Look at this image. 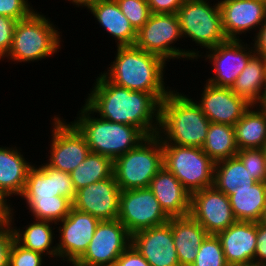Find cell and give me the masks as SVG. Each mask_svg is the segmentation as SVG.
<instances>
[{
  "mask_svg": "<svg viewBox=\"0 0 266 266\" xmlns=\"http://www.w3.org/2000/svg\"><path fill=\"white\" fill-rule=\"evenodd\" d=\"M95 78L84 103L97 116L137 127L147 137L158 134L161 102L153 94L115 85L101 72Z\"/></svg>",
  "mask_w": 266,
  "mask_h": 266,
  "instance_id": "1",
  "label": "cell"
},
{
  "mask_svg": "<svg viewBox=\"0 0 266 266\" xmlns=\"http://www.w3.org/2000/svg\"><path fill=\"white\" fill-rule=\"evenodd\" d=\"M76 192L69 173L34 163L19 197L33 219L58 223L69 214Z\"/></svg>",
  "mask_w": 266,
  "mask_h": 266,
  "instance_id": "2",
  "label": "cell"
},
{
  "mask_svg": "<svg viewBox=\"0 0 266 266\" xmlns=\"http://www.w3.org/2000/svg\"><path fill=\"white\" fill-rule=\"evenodd\" d=\"M114 60L101 73L112 83L131 91L153 94L160 102L174 89L166 85L167 62L133 46H115Z\"/></svg>",
  "mask_w": 266,
  "mask_h": 266,
  "instance_id": "3",
  "label": "cell"
},
{
  "mask_svg": "<svg viewBox=\"0 0 266 266\" xmlns=\"http://www.w3.org/2000/svg\"><path fill=\"white\" fill-rule=\"evenodd\" d=\"M174 89L160 103L157 136L162 144L202 148L210 121L202 112L195 97L193 99L185 92Z\"/></svg>",
  "mask_w": 266,
  "mask_h": 266,
  "instance_id": "4",
  "label": "cell"
},
{
  "mask_svg": "<svg viewBox=\"0 0 266 266\" xmlns=\"http://www.w3.org/2000/svg\"><path fill=\"white\" fill-rule=\"evenodd\" d=\"M46 16L36 9L27 18L17 21L10 51L2 61L33 63L53 58L60 52L64 47L61 46L64 43L62 31Z\"/></svg>",
  "mask_w": 266,
  "mask_h": 266,
  "instance_id": "5",
  "label": "cell"
},
{
  "mask_svg": "<svg viewBox=\"0 0 266 266\" xmlns=\"http://www.w3.org/2000/svg\"><path fill=\"white\" fill-rule=\"evenodd\" d=\"M76 115L71 122L84 135L90 151L113 161L136 148L147 138L137 127L96 117L85 103Z\"/></svg>",
  "mask_w": 266,
  "mask_h": 266,
  "instance_id": "6",
  "label": "cell"
},
{
  "mask_svg": "<svg viewBox=\"0 0 266 266\" xmlns=\"http://www.w3.org/2000/svg\"><path fill=\"white\" fill-rule=\"evenodd\" d=\"M116 182L123 190L148 188L152 178L164 167L161 139L147 137L136 148L113 161Z\"/></svg>",
  "mask_w": 266,
  "mask_h": 266,
  "instance_id": "7",
  "label": "cell"
},
{
  "mask_svg": "<svg viewBox=\"0 0 266 266\" xmlns=\"http://www.w3.org/2000/svg\"><path fill=\"white\" fill-rule=\"evenodd\" d=\"M179 20L176 14H151L144 26L137 31L135 46L163 58L167 63L179 60L198 61L201 50L181 48L175 44L182 40Z\"/></svg>",
  "mask_w": 266,
  "mask_h": 266,
  "instance_id": "8",
  "label": "cell"
},
{
  "mask_svg": "<svg viewBox=\"0 0 266 266\" xmlns=\"http://www.w3.org/2000/svg\"><path fill=\"white\" fill-rule=\"evenodd\" d=\"M210 1L185 0L176 13L183 40L190 38V43L192 41L204 50L228 40L222 26L219 1Z\"/></svg>",
  "mask_w": 266,
  "mask_h": 266,
  "instance_id": "9",
  "label": "cell"
},
{
  "mask_svg": "<svg viewBox=\"0 0 266 266\" xmlns=\"http://www.w3.org/2000/svg\"><path fill=\"white\" fill-rule=\"evenodd\" d=\"M163 164L190 193L214 185L215 162L200 147L162 144Z\"/></svg>",
  "mask_w": 266,
  "mask_h": 266,
  "instance_id": "10",
  "label": "cell"
},
{
  "mask_svg": "<svg viewBox=\"0 0 266 266\" xmlns=\"http://www.w3.org/2000/svg\"><path fill=\"white\" fill-rule=\"evenodd\" d=\"M50 148L45 162L49 167L71 174L91 152L84 135L59 114L51 118ZM50 154V155H49Z\"/></svg>",
  "mask_w": 266,
  "mask_h": 266,
  "instance_id": "11",
  "label": "cell"
},
{
  "mask_svg": "<svg viewBox=\"0 0 266 266\" xmlns=\"http://www.w3.org/2000/svg\"><path fill=\"white\" fill-rule=\"evenodd\" d=\"M198 59L204 58L212 65L213 75L206 81L218 87H229L235 83L238 75L246 67L250 58L256 53L254 46L243 40L228 39L214 48L202 50Z\"/></svg>",
  "mask_w": 266,
  "mask_h": 266,
  "instance_id": "12",
  "label": "cell"
},
{
  "mask_svg": "<svg viewBox=\"0 0 266 266\" xmlns=\"http://www.w3.org/2000/svg\"><path fill=\"white\" fill-rule=\"evenodd\" d=\"M118 220L132 236L138 231L165 224L170 217L148 187L121 191Z\"/></svg>",
  "mask_w": 266,
  "mask_h": 266,
  "instance_id": "13",
  "label": "cell"
},
{
  "mask_svg": "<svg viewBox=\"0 0 266 266\" xmlns=\"http://www.w3.org/2000/svg\"><path fill=\"white\" fill-rule=\"evenodd\" d=\"M130 245L131 235L118 219L100 221L87 250L72 266L115 265Z\"/></svg>",
  "mask_w": 266,
  "mask_h": 266,
  "instance_id": "14",
  "label": "cell"
},
{
  "mask_svg": "<svg viewBox=\"0 0 266 266\" xmlns=\"http://www.w3.org/2000/svg\"><path fill=\"white\" fill-rule=\"evenodd\" d=\"M99 222L93 215L72 207L69 214L56 223L58 261L72 266L87 250Z\"/></svg>",
  "mask_w": 266,
  "mask_h": 266,
  "instance_id": "15",
  "label": "cell"
},
{
  "mask_svg": "<svg viewBox=\"0 0 266 266\" xmlns=\"http://www.w3.org/2000/svg\"><path fill=\"white\" fill-rule=\"evenodd\" d=\"M189 215L213 235L237 221L229 197L214 185L191 194Z\"/></svg>",
  "mask_w": 266,
  "mask_h": 266,
  "instance_id": "16",
  "label": "cell"
},
{
  "mask_svg": "<svg viewBox=\"0 0 266 266\" xmlns=\"http://www.w3.org/2000/svg\"><path fill=\"white\" fill-rule=\"evenodd\" d=\"M218 1L227 39L242 40L243 34L247 36L246 33L251 32H255L254 37L266 19V6L262 0Z\"/></svg>",
  "mask_w": 266,
  "mask_h": 266,
  "instance_id": "17",
  "label": "cell"
},
{
  "mask_svg": "<svg viewBox=\"0 0 266 266\" xmlns=\"http://www.w3.org/2000/svg\"><path fill=\"white\" fill-rule=\"evenodd\" d=\"M120 193L121 189L113 174L110 178L77 190L72 207L100 221L115 220L118 219Z\"/></svg>",
  "mask_w": 266,
  "mask_h": 266,
  "instance_id": "18",
  "label": "cell"
},
{
  "mask_svg": "<svg viewBox=\"0 0 266 266\" xmlns=\"http://www.w3.org/2000/svg\"><path fill=\"white\" fill-rule=\"evenodd\" d=\"M201 90V97L195 100L210 122L234 126L251 106L229 87H218L206 82Z\"/></svg>",
  "mask_w": 266,
  "mask_h": 266,
  "instance_id": "19",
  "label": "cell"
},
{
  "mask_svg": "<svg viewBox=\"0 0 266 266\" xmlns=\"http://www.w3.org/2000/svg\"><path fill=\"white\" fill-rule=\"evenodd\" d=\"M131 244L151 266H180L169 222L134 233Z\"/></svg>",
  "mask_w": 266,
  "mask_h": 266,
  "instance_id": "20",
  "label": "cell"
},
{
  "mask_svg": "<svg viewBox=\"0 0 266 266\" xmlns=\"http://www.w3.org/2000/svg\"><path fill=\"white\" fill-rule=\"evenodd\" d=\"M217 236L229 266L254 261L257 222L236 221Z\"/></svg>",
  "mask_w": 266,
  "mask_h": 266,
  "instance_id": "21",
  "label": "cell"
},
{
  "mask_svg": "<svg viewBox=\"0 0 266 266\" xmlns=\"http://www.w3.org/2000/svg\"><path fill=\"white\" fill-rule=\"evenodd\" d=\"M87 12L92 14L99 27L115 40V46H133L137 39V31L120 10L116 0H97L90 3Z\"/></svg>",
  "mask_w": 266,
  "mask_h": 266,
  "instance_id": "22",
  "label": "cell"
},
{
  "mask_svg": "<svg viewBox=\"0 0 266 266\" xmlns=\"http://www.w3.org/2000/svg\"><path fill=\"white\" fill-rule=\"evenodd\" d=\"M149 189L170 218L189 215L191 194L165 167L152 178Z\"/></svg>",
  "mask_w": 266,
  "mask_h": 266,
  "instance_id": "23",
  "label": "cell"
},
{
  "mask_svg": "<svg viewBox=\"0 0 266 266\" xmlns=\"http://www.w3.org/2000/svg\"><path fill=\"white\" fill-rule=\"evenodd\" d=\"M15 213L14 205H12L10 222L14 230L15 241L26 249L42 253L46 257L48 256L49 261L51 259L53 263L58 261L57 241H55L57 236L55 235L56 231L54 232L56 230V223L32 219L31 221L33 222L29 221L27 225L20 227L23 229H20L15 226Z\"/></svg>",
  "mask_w": 266,
  "mask_h": 266,
  "instance_id": "24",
  "label": "cell"
},
{
  "mask_svg": "<svg viewBox=\"0 0 266 266\" xmlns=\"http://www.w3.org/2000/svg\"><path fill=\"white\" fill-rule=\"evenodd\" d=\"M10 146L0 147V193L7 201L22 194L28 170L34 164L25 159L21 147Z\"/></svg>",
  "mask_w": 266,
  "mask_h": 266,
  "instance_id": "25",
  "label": "cell"
},
{
  "mask_svg": "<svg viewBox=\"0 0 266 266\" xmlns=\"http://www.w3.org/2000/svg\"><path fill=\"white\" fill-rule=\"evenodd\" d=\"M172 228L173 241L180 266H191L197 251L208 233L190 215L171 217L168 221Z\"/></svg>",
  "mask_w": 266,
  "mask_h": 266,
  "instance_id": "26",
  "label": "cell"
},
{
  "mask_svg": "<svg viewBox=\"0 0 266 266\" xmlns=\"http://www.w3.org/2000/svg\"><path fill=\"white\" fill-rule=\"evenodd\" d=\"M228 197L237 221H262L266 210V182L237 186Z\"/></svg>",
  "mask_w": 266,
  "mask_h": 266,
  "instance_id": "27",
  "label": "cell"
},
{
  "mask_svg": "<svg viewBox=\"0 0 266 266\" xmlns=\"http://www.w3.org/2000/svg\"><path fill=\"white\" fill-rule=\"evenodd\" d=\"M239 150L263 148L266 144V109L251 105L234 125Z\"/></svg>",
  "mask_w": 266,
  "mask_h": 266,
  "instance_id": "28",
  "label": "cell"
},
{
  "mask_svg": "<svg viewBox=\"0 0 266 266\" xmlns=\"http://www.w3.org/2000/svg\"><path fill=\"white\" fill-rule=\"evenodd\" d=\"M266 82L264 57L255 53L236 78L231 89L250 105H258Z\"/></svg>",
  "mask_w": 266,
  "mask_h": 266,
  "instance_id": "29",
  "label": "cell"
},
{
  "mask_svg": "<svg viewBox=\"0 0 266 266\" xmlns=\"http://www.w3.org/2000/svg\"><path fill=\"white\" fill-rule=\"evenodd\" d=\"M202 149L215 163L235 157L239 149L235 140L234 126L210 122Z\"/></svg>",
  "mask_w": 266,
  "mask_h": 266,
  "instance_id": "30",
  "label": "cell"
},
{
  "mask_svg": "<svg viewBox=\"0 0 266 266\" xmlns=\"http://www.w3.org/2000/svg\"><path fill=\"white\" fill-rule=\"evenodd\" d=\"M256 182L237 156L215 163L214 186L227 196L233 194L237 186Z\"/></svg>",
  "mask_w": 266,
  "mask_h": 266,
  "instance_id": "31",
  "label": "cell"
},
{
  "mask_svg": "<svg viewBox=\"0 0 266 266\" xmlns=\"http://www.w3.org/2000/svg\"><path fill=\"white\" fill-rule=\"evenodd\" d=\"M113 171L111 158L90 152L86 159L71 172L70 176L77 191L92 183L110 178Z\"/></svg>",
  "mask_w": 266,
  "mask_h": 266,
  "instance_id": "32",
  "label": "cell"
},
{
  "mask_svg": "<svg viewBox=\"0 0 266 266\" xmlns=\"http://www.w3.org/2000/svg\"><path fill=\"white\" fill-rule=\"evenodd\" d=\"M191 266H229L217 235L208 234L206 236L197 251L196 260Z\"/></svg>",
  "mask_w": 266,
  "mask_h": 266,
  "instance_id": "33",
  "label": "cell"
},
{
  "mask_svg": "<svg viewBox=\"0 0 266 266\" xmlns=\"http://www.w3.org/2000/svg\"><path fill=\"white\" fill-rule=\"evenodd\" d=\"M236 156L254 180L266 182V156L263 148L242 149Z\"/></svg>",
  "mask_w": 266,
  "mask_h": 266,
  "instance_id": "34",
  "label": "cell"
},
{
  "mask_svg": "<svg viewBox=\"0 0 266 266\" xmlns=\"http://www.w3.org/2000/svg\"><path fill=\"white\" fill-rule=\"evenodd\" d=\"M116 2L136 31L144 26L152 14L147 0H116Z\"/></svg>",
  "mask_w": 266,
  "mask_h": 266,
  "instance_id": "35",
  "label": "cell"
},
{
  "mask_svg": "<svg viewBox=\"0 0 266 266\" xmlns=\"http://www.w3.org/2000/svg\"><path fill=\"white\" fill-rule=\"evenodd\" d=\"M45 258L47 257L42 253L26 249L14 241L10 251L9 266H44L48 262ZM45 260L47 261L44 262Z\"/></svg>",
  "mask_w": 266,
  "mask_h": 266,
  "instance_id": "36",
  "label": "cell"
},
{
  "mask_svg": "<svg viewBox=\"0 0 266 266\" xmlns=\"http://www.w3.org/2000/svg\"><path fill=\"white\" fill-rule=\"evenodd\" d=\"M29 0H0V15L22 20L30 16L36 9Z\"/></svg>",
  "mask_w": 266,
  "mask_h": 266,
  "instance_id": "37",
  "label": "cell"
},
{
  "mask_svg": "<svg viewBox=\"0 0 266 266\" xmlns=\"http://www.w3.org/2000/svg\"><path fill=\"white\" fill-rule=\"evenodd\" d=\"M16 24L15 19L0 15V62L10 51Z\"/></svg>",
  "mask_w": 266,
  "mask_h": 266,
  "instance_id": "38",
  "label": "cell"
},
{
  "mask_svg": "<svg viewBox=\"0 0 266 266\" xmlns=\"http://www.w3.org/2000/svg\"><path fill=\"white\" fill-rule=\"evenodd\" d=\"M14 241V230L9 222L0 230V266H9L10 251Z\"/></svg>",
  "mask_w": 266,
  "mask_h": 266,
  "instance_id": "39",
  "label": "cell"
},
{
  "mask_svg": "<svg viewBox=\"0 0 266 266\" xmlns=\"http://www.w3.org/2000/svg\"><path fill=\"white\" fill-rule=\"evenodd\" d=\"M115 266H151L131 244L116 260Z\"/></svg>",
  "mask_w": 266,
  "mask_h": 266,
  "instance_id": "40",
  "label": "cell"
},
{
  "mask_svg": "<svg viewBox=\"0 0 266 266\" xmlns=\"http://www.w3.org/2000/svg\"><path fill=\"white\" fill-rule=\"evenodd\" d=\"M185 0H147L152 14H176Z\"/></svg>",
  "mask_w": 266,
  "mask_h": 266,
  "instance_id": "41",
  "label": "cell"
},
{
  "mask_svg": "<svg viewBox=\"0 0 266 266\" xmlns=\"http://www.w3.org/2000/svg\"><path fill=\"white\" fill-rule=\"evenodd\" d=\"M254 261L266 264V224L257 222V236Z\"/></svg>",
  "mask_w": 266,
  "mask_h": 266,
  "instance_id": "42",
  "label": "cell"
},
{
  "mask_svg": "<svg viewBox=\"0 0 266 266\" xmlns=\"http://www.w3.org/2000/svg\"><path fill=\"white\" fill-rule=\"evenodd\" d=\"M250 38H252L251 41L255 52L258 55L266 57V19L257 31L256 35L254 37L250 35Z\"/></svg>",
  "mask_w": 266,
  "mask_h": 266,
  "instance_id": "43",
  "label": "cell"
},
{
  "mask_svg": "<svg viewBox=\"0 0 266 266\" xmlns=\"http://www.w3.org/2000/svg\"><path fill=\"white\" fill-rule=\"evenodd\" d=\"M12 205H0V230L10 222Z\"/></svg>",
  "mask_w": 266,
  "mask_h": 266,
  "instance_id": "44",
  "label": "cell"
},
{
  "mask_svg": "<svg viewBox=\"0 0 266 266\" xmlns=\"http://www.w3.org/2000/svg\"><path fill=\"white\" fill-rule=\"evenodd\" d=\"M66 1V0H65ZM68 2L72 3L73 6L77 7V8H81L84 9L86 8L90 3L97 1V0H67Z\"/></svg>",
  "mask_w": 266,
  "mask_h": 266,
  "instance_id": "45",
  "label": "cell"
},
{
  "mask_svg": "<svg viewBox=\"0 0 266 266\" xmlns=\"http://www.w3.org/2000/svg\"><path fill=\"white\" fill-rule=\"evenodd\" d=\"M257 106L266 109V82L264 84V89Z\"/></svg>",
  "mask_w": 266,
  "mask_h": 266,
  "instance_id": "46",
  "label": "cell"
},
{
  "mask_svg": "<svg viewBox=\"0 0 266 266\" xmlns=\"http://www.w3.org/2000/svg\"><path fill=\"white\" fill-rule=\"evenodd\" d=\"M231 266H266V264L252 261V262H248V263L234 264Z\"/></svg>",
  "mask_w": 266,
  "mask_h": 266,
  "instance_id": "47",
  "label": "cell"
},
{
  "mask_svg": "<svg viewBox=\"0 0 266 266\" xmlns=\"http://www.w3.org/2000/svg\"><path fill=\"white\" fill-rule=\"evenodd\" d=\"M0 205H13L12 202L7 201L3 195L0 193Z\"/></svg>",
  "mask_w": 266,
  "mask_h": 266,
  "instance_id": "48",
  "label": "cell"
},
{
  "mask_svg": "<svg viewBox=\"0 0 266 266\" xmlns=\"http://www.w3.org/2000/svg\"><path fill=\"white\" fill-rule=\"evenodd\" d=\"M262 222L266 224V210H265V213H264V217L262 219Z\"/></svg>",
  "mask_w": 266,
  "mask_h": 266,
  "instance_id": "49",
  "label": "cell"
},
{
  "mask_svg": "<svg viewBox=\"0 0 266 266\" xmlns=\"http://www.w3.org/2000/svg\"><path fill=\"white\" fill-rule=\"evenodd\" d=\"M263 150H264L265 156H266V144L264 145Z\"/></svg>",
  "mask_w": 266,
  "mask_h": 266,
  "instance_id": "50",
  "label": "cell"
}]
</instances>
